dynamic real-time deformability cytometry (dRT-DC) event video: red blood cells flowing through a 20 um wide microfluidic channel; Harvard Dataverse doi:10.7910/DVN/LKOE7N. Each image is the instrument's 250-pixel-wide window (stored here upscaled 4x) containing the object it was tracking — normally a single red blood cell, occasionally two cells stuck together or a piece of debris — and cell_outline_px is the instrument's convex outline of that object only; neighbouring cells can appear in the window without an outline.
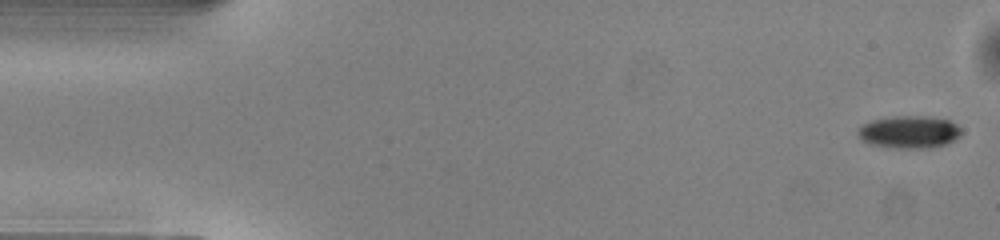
{"species": "common noctule bat (a hibernating species)", "species_latin": "Nyctalus noctula", "temperature_condition": "warm", "stored_images_in_passage": 50, "camera_frame_rate_fps": 3000, "um_per_image_px": 0.085, "animal": {"sex": "male", "body_mass_g": 13.0, "forearm_length_mm": 53.1}, "frame": {"image": 1, "passage_image": 1, "time_ms": 0.0, "image_size_px": [1000, 240], "cell_outline_px": [[960, 136], [944, 144], [932, 148], [892, 148], [868, 144], [860, 140], [856, 136], [856, 132], [864, 124], [872, 120], [892, 116], [924, 116], [948, 120], [956, 124], [960, 128]], "centroid_in_image_um": [77.22, 11.23], "position_along_channel_um": 7.8, "area_um2": 19.65}}
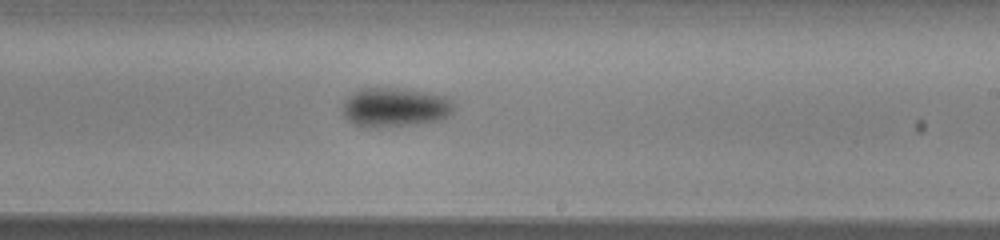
{"frame": {"image": 2, "passage_image": 29, "time_ms": 9.333, "image_size_px": [1000, 240], "cell_outline_px": [[456, 104], [452, 112], [444, 120], [416, 124], [376, 128], [368, 128], [352, 124], [344, 116], [340, 108], [344, 100], [352, 92], [360, 88], [404, 88], [448, 96]], "centroid_in_image_um": [33.57, 9.12], "position_along_channel_um": 255.4, "area_um2": 26.3}}
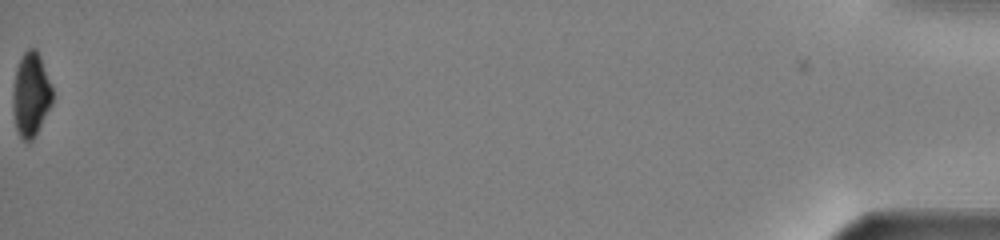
{"frame": {"image": 3, "passage_image": 50, "time_ms": 16.333, "image_size_px": [1000, 240], "cell_outline_px": [[52, 104], [36, 136], [28, 144], [20, 136], [16, 128], [12, 108], [12, 96], [16, 68], [20, 56], [28, 48], [36, 48], [40, 56], [52, 88]], "centroid_in_image_um": [2.61, 8.06], "position_along_channel_um": 432.6, "area_um2": 19.59}, "authors_computed_cell_mechanics": {"area_um2": 22.1663, "velocity_mm_per_s": 4.1081, "shape_relaxation_time_tau1_ms": 2.9674, "shape_relaxation_time_tau2_ms": null, "deformation_change_tau1": 0.1097, "deformation_change_tau2": null}}